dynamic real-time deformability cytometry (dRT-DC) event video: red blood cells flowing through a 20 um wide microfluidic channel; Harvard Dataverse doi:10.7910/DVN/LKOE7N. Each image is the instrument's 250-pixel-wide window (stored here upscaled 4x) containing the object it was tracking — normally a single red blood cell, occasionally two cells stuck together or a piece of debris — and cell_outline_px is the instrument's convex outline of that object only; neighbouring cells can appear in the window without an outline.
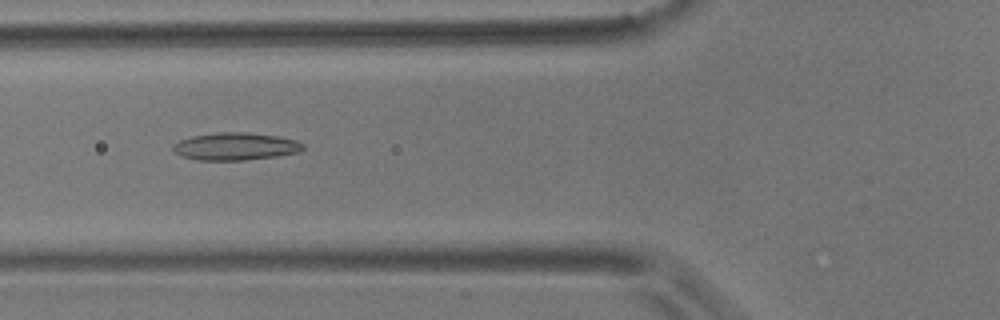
{"species": "common noctule bat (a hibernating species)", "species_latin": "Nyctalus noctula", "temperature_condition": "room temperature", "stored_images_in_passage": 55, "camera_frame_rate_fps": 3000, "um_per_image_px": 0.085, "animal": {"sex": "male", "body_mass_g": 17.9}, "frame": {"image": 1, "passage_image": 20, "time_ms": 6.333, "image_size_px": [1000, 320], "cell_outline_px": [[304, 148], [300, 152], [276, 156], [244, 160], [196, 160], [180, 156], [172, 148], [172, 144], [180, 140], [192, 136], [220, 132], [244, 132], [280, 136], [296, 140], [304, 144]], "centroid_in_image_um": [20.02, 12.44], "position_along_channel_um": 105.8, "area_um2": 20.92}}
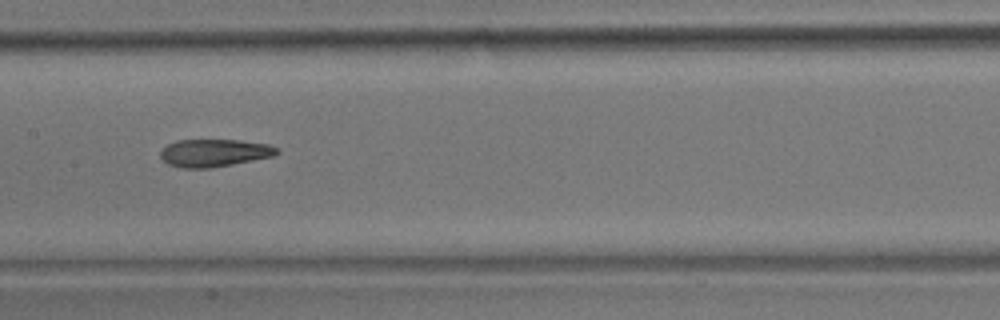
{"frame": {"image": 2, "passage_image": 27, "time_ms": 8.667, "image_size_px": [1000, 320], "cell_outline_px": [[280, 152], [272, 156], [232, 164], [208, 168], [180, 168], [168, 164], [160, 156], [160, 152], [168, 144], [176, 140], [240, 140], [268, 144], [276, 148]], "centroid_in_image_um": [18.18, 12.99], "position_along_channel_um": 189.2, "area_um2": 18.55}}
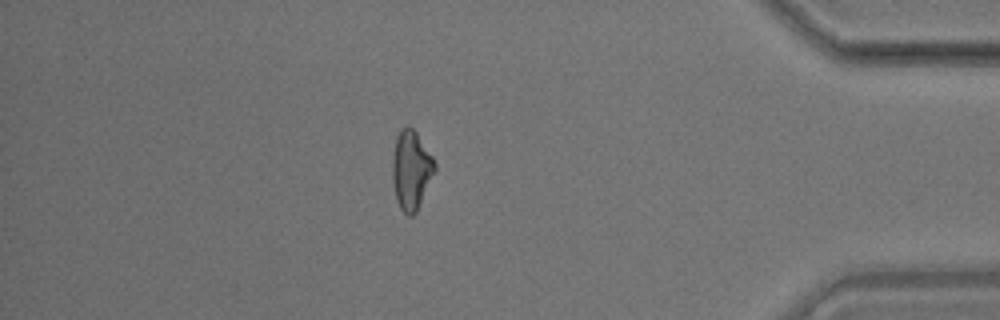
{"frame": {"image": 3, "passage_image": 48, "time_ms": 15.667, "image_size_px": [1000, 320], "cell_outline_px": [[436, 168], [416, 212], [412, 216], [408, 216], [400, 208], [396, 200], [392, 176], [392, 160], [396, 136], [400, 128], [404, 124], [408, 124], [416, 132], [432, 156], [436, 164]], "centroid_in_image_um": [34.93, 14.41], "position_along_channel_um": 400.3, "area_um2": 19.48}, "authors_computed_cell_mechanics": {"area_um2": 19.363, "velocity_mm_per_s": 3.5519, "shape_relaxation_time_tau1_ms": null, "shape_relaxation_time_tau2_ms": 4.5354, "deformation_change_tau1": null, "deformation_change_tau2": 0.1429}}